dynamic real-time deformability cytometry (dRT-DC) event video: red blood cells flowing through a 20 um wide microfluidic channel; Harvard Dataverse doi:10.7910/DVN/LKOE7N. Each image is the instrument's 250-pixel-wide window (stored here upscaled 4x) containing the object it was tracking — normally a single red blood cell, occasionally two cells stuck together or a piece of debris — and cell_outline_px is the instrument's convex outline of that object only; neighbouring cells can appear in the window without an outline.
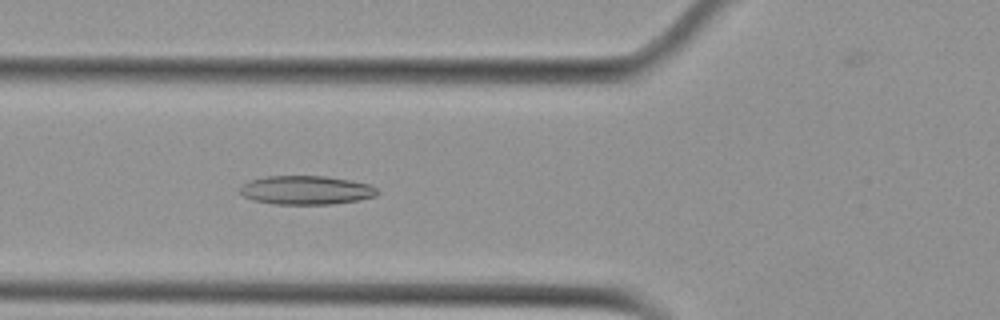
{"species": "Egyptian fruit bat (a non-hibernating species)", "species_latin": "Rousettus aegyptiacus", "temperature_condition": "cold", "stored_images_in_passage": 54, "camera_frame_rate_fps": 3000, "um_per_image_px": 0.085, "animal": {"sex": "female"}, "frame": {"image": 1, "passage_image": 20, "time_ms": 6.333, "image_size_px": [1000, 320], "cell_outline_px": [[380, 192], [376, 196], [360, 200], [332, 204], [276, 204], [252, 200], [244, 196], [240, 192], [240, 184], [248, 180], [264, 176], [324, 176], [372, 184]], "centroid_in_image_um": [26.01, 16.16], "position_along_channel_um": 99.8, "area_um2": 23.29}}
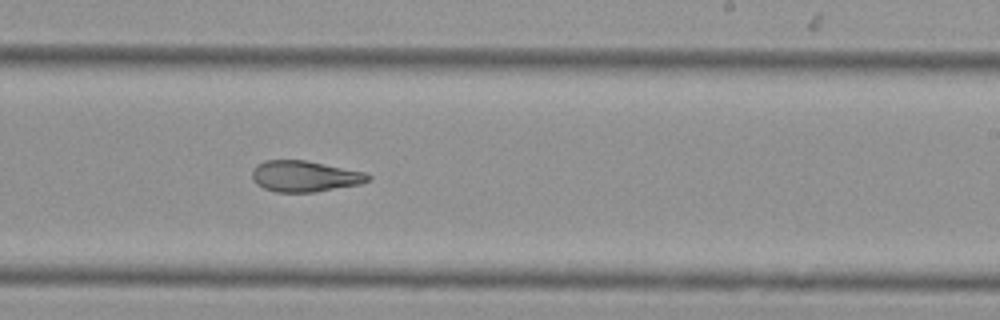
{"frame": {"image": 2, "passage_image": 33, "time_ms": 10.667, "image_size_px": [1000, 320], "cell_outline_px": [[372, 180], [360, 184], [316, 192], [276, 192], [264, 188], [256, 184], [252, 180], [252, 172], [256, 164], [264, 160], [304, 160], [364, 172], [372, 176]], "centroid_in_image_um": [25.89, 14.99], "position_along_channel_um": 263.1, "area_um2": 21.04}}
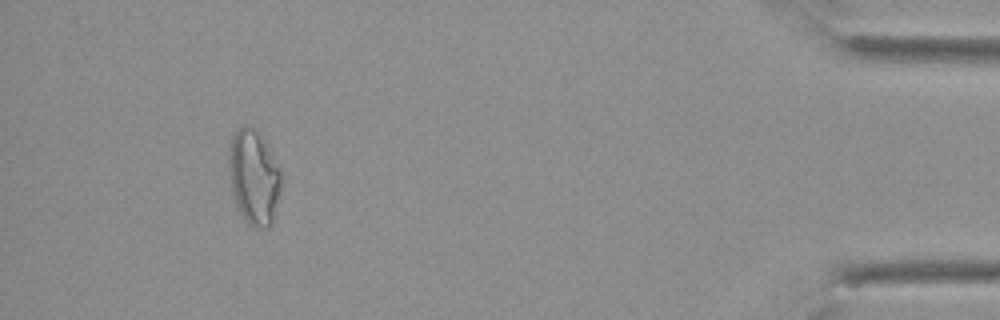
{"frame": {"image": 3, "passage_image": 50, "time_ms": 16.333, "image_size_px": [1000, 320], "cell_outline_px": [[280, 188], [272, 224], [268, 228], [252, 228], [244, 220], [236, 204], [232, 188], [228, 164], [228, 152], [232, 136], [236, 128], [244, 124], [248, 124], [256, 128], [264, 140], [280, 168]], "centroid_in_image_um": [21.56, 15.03], "position_along_channel_um": 413.6, "area_um2": 29.07}, "authors_computed_cell_mechanics": {"area_um2": 24.7095, "velocity_mm_per_s": 3.768, "shape_relaxation_time_tau1_ms": null, "shape_relaxation_time_tau2_ms": 4.2469, "deformation_change_tau1": null, "deformation_change_tau2": 0.1353}}